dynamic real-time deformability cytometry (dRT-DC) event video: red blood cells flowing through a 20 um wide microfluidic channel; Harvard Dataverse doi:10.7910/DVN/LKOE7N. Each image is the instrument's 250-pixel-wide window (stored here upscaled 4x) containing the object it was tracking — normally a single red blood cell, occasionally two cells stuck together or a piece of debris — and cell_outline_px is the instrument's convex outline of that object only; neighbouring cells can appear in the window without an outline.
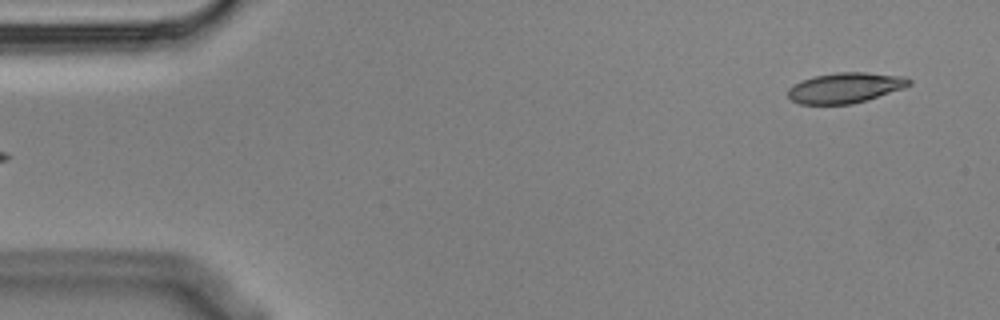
{"species": "Egyptian fruit bat (a non-hibernating species)", "species_latin": "Rousettus aegyptiacus", "temperature_condition": "cold", "stored_images_in_passage": 6, "segment_of_instrument_passage": [2, 2], "camera_frame_rate_fps": 3000, "um_per_image_px": 0.085, "animal": {"sex": "male"}, "frame": {"image": 1, "passage_image": 6, "time_ms": 1.667, "image_size_px": [1000, 320], "cell_outline_px": [[912, 84], [904, 88], [868, 100], [852, 104], [800, 104], [792, 100], [788, 96], [788, 88], [792, 84], [812, 76], [836, 72], [864, 72], [904, 76], [912, 80]], "centroid_in_image_um": [71.85, 7.45], "position_along_channel_um": 13.1, "area_um2": 21.68}}